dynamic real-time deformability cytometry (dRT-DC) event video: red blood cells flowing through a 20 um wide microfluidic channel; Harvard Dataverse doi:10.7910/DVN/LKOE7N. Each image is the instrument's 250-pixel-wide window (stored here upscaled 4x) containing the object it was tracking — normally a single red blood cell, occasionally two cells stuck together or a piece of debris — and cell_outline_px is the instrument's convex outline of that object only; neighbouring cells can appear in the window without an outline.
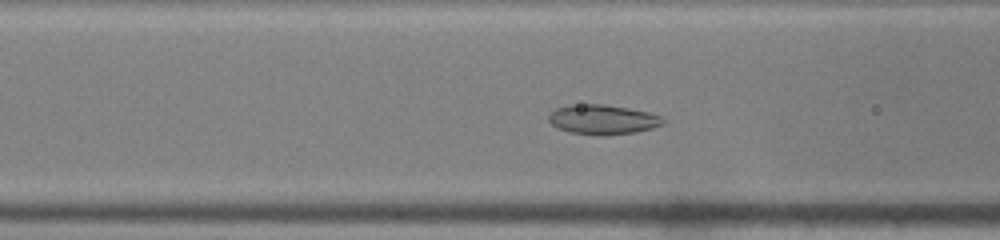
{"species": "common noctule bat (a hibernating species)", "species_latin": "Nyctalus noctula", "temperature_condition": "warm", "stored_images_in_passage": 39, "camera_frame_rate_fps": 3000, "um_per_image_px": 0.085, "animal": {"sex": "male", "body_mass_g": 19.0, "forearm_length_mm": 50.8}, "frame": {"image": 1, "passage_image": 10, "time_ms": 3.0, "image_size_px": [1000, 240], "cell_outline_px": [[664, 124], [652, 128], [636, 132], [604, 136], [596, 136], [568, 132], [556, 128], [548, 120], [548, 116], [556, 108], [580, 104], [604, 104], [628, 108], [648, 112], [660, 116], [664, 120]], "centroid_in_image_um": [51.22, 10.18], "position_along_channel_um": 115.4, "area_um2": 19.88}}
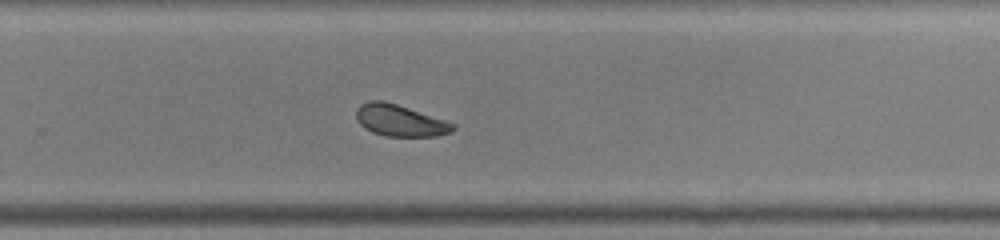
{"frame": {"image": 2, "passage_image": 23, "time_ms": 7.333, "image_size_px": [1000, 240], "cell_outline_px": [[456, 128], [452, 132], [436, 136], [384, 136], [372, 132], [364, 128], [356, 120], [356, 108], [360, 104], [368, 100], [384, 100], [456, 124]], "centroid_in_image_um": [33.96, 10.24], "position_along_channel_um": 295.8, "area_um2": 17.86}}
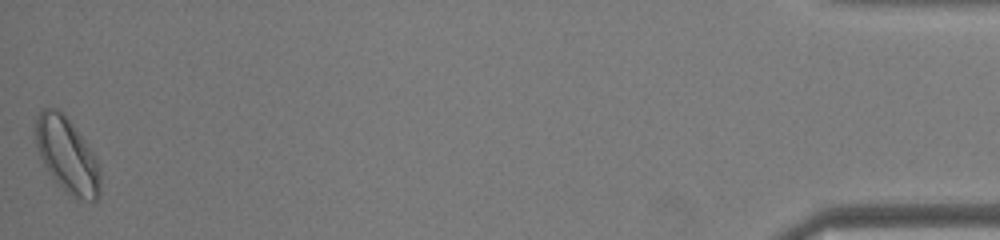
{"frame": {"image": 3, "passage_image": 39, "time_ms": 12.667, "image_size_px": [1000, 240], "cell_outline_px": [[100, 196], [96, 200], [92, 200], [72, 196], [52, 176], [44, 164], [40, 156], [36, 144], [36, 116], [44, 108], [56, 108], [64, 112], [84, 140], [92, 152], [100, 168]], "centroid_in_image_um": [5.71, 13.15], "position_along_channel_um": 429.5, "area_um2": 27.69}, "authors_computed_cell_mechanics": {"area_um2": 19.5364, "velocity_mm_per_s": 4.174, "shape_relaxation_time_tau1_ms": 5.5327, "shape_relaxation_time_tau2_ms": null, "deformation_change_tau1": 0.0948, "deformation_change_tau2": null}}